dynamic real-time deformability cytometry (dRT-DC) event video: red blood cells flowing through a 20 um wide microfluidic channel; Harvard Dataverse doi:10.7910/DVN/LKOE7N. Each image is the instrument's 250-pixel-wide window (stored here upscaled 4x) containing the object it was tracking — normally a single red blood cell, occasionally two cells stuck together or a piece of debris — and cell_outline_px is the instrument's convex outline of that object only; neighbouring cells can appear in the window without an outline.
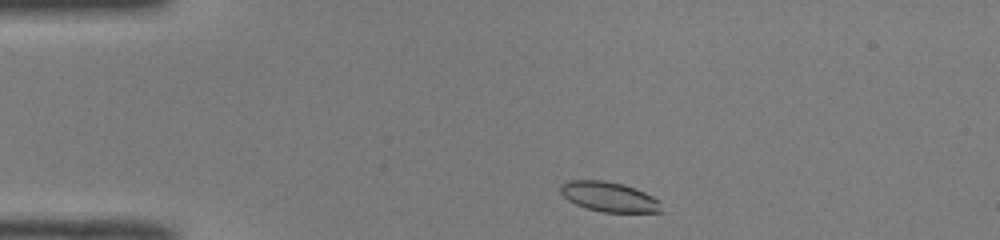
{"species": "common noctule bat (a hibernating species)", "species_latin": "Nyctalus noctula", "temperature_condition": "room temperature", "stored_images_in_passage": 41, "camera_frame_rate_fps": 3000, "um_per_image_px": 0.085, "animal": {"sex": "male", "body_mass_g": 19.0, "forearm_length_mm": 50.8}, "frame": {"image": 1, "passage_image": 1, "time_ms": 0.0, "image_size_px": [1000, 240], "cell_outline_px": [[664, 212], [600, 212], [576, 204], [568, 200], [560, 192], [560, 184], [568, 180], [604, 180], [624, 184], [636, 188], [660, 200]], "centroid_in_image_um": [51.79, 16.72], "position_along_channel_um": 33.2, "area_um2": 17.74}}
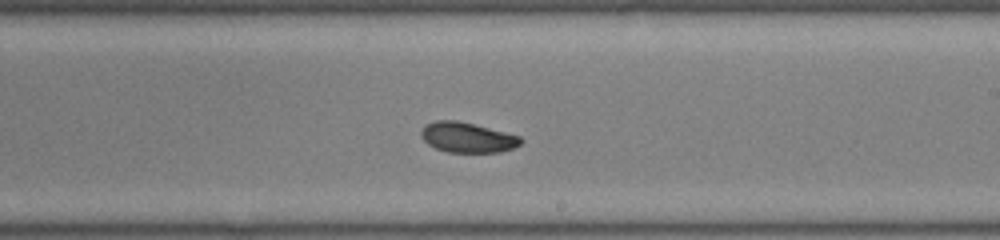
{"frame": {"image": 2, "passage_image": 21, "time_ms": 6.667, "image_size_px": [1000, 240], "cell_outline_px": [[524, 140], [520, 144], [512, 148], [500, 152], [448, 152], [436, 148], [428, 144], [420, 136], [420, 132], [424, 124], [436, 120], [456, 120], [520, 136]], "centroid_in_image_um": [39.69, 11.68], "position_along_channel_um": 249.3, "area_um2": 17.4}}
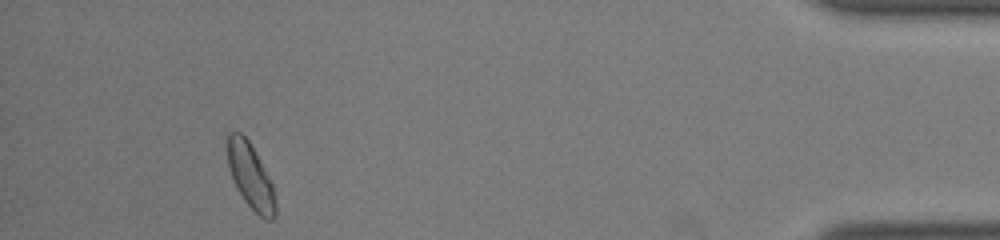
{"frame": {"image": 3, "passage_image": 38, "time_ms": 12.333, "image_size_px": [1000, 240], "cell_outline_px": [[276, 212], [272, 220], [264, 220], [244, 200], [236, 188], [228, 164], [228, 132], [240, 132], [248, 140], [256, 152], [272, 184], [276, 200]], "centroid_in_image_um": [21.31, 14.99], "position_along_channel_um": 413.9, "area_um2": 17.98}, "authors_computed_cell_mechanics": {"area_um2": 17.9758, "velocity_mm_per_s": 3.9825, "shape_relaxation_time_tau1_ms": 1.9216, "shape_relaxation_time_tau2_ms": null, "deformation_change_tau1": 0.1049, "deformation_change_tau2": null}}